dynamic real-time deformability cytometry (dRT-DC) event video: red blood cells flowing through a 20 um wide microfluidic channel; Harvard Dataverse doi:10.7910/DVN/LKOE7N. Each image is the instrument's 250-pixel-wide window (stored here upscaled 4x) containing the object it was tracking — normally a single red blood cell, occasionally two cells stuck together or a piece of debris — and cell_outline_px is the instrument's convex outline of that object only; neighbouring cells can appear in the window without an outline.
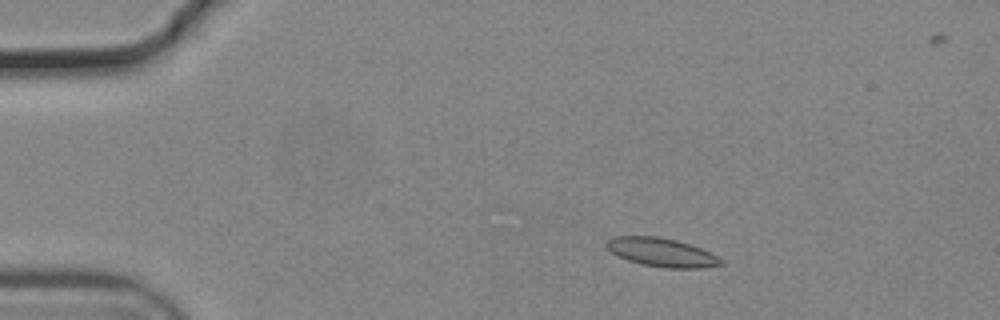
{"species": "common noctule bat (a hibernating species)", "species_latin": "Nyctalus noctula", "temperature_condition": "cold", "stored_images_in_passage": 55, "camera_frame_rate_fps": 3000, "um_per_image_px": 0.085, "animal": {"sex": "male", "body_mass_g": 19.2, "forearm_length_mm": 51.8}, "frame": {"image": 1, "passage_image": 8, "time_ms": 2.333, "image_size_px": [1000, 320], "cell_outline_px": [[724, 264], [700, 268], [664, 268], [644, 264], [628, 260], [612, 252], [604, 244], [608, 240], [616, 236], [656, 236], [676, 240], [700, 248], [724, 260]], "centroid_in_image_um": [56.25, 21.45], "position_along_channel_um": 28.8, "area_um2": 18.79}}
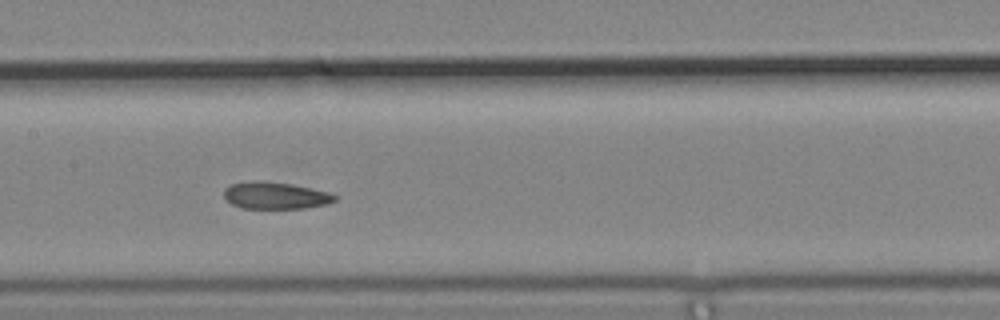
{"frame": {"image": 2, "passage_image": 26, "time_ms": 8.333, "image_size_px": [1000, 320], "cell_outline_px": [[336, 200], [328, 204], [304, 208], [240, 208], [224, 200], [224, 188], [232, 184], [252, 180], [264, 180], [292, 184], [332, 192], [336, 196]], "centroid_in_image_um": [23.4, 16.61], "position_along_channel_um": 184.0, "area_um2": 17.74}}
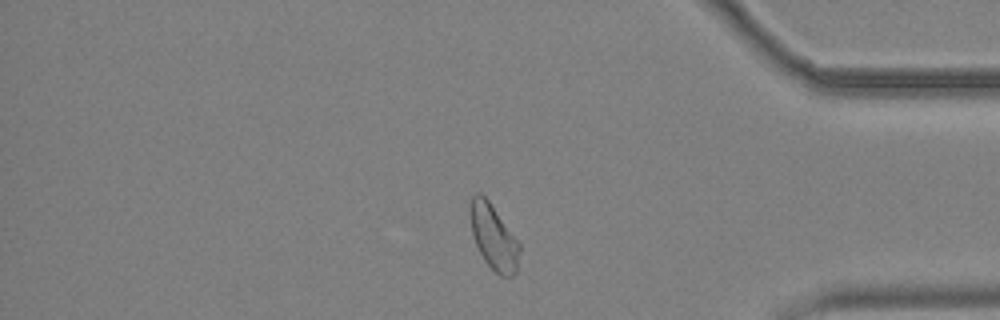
{"frame": {"image": 3, "passage_image": 45, "time_ms": 14.667, "image_size_px": [1000, 320], "cell_outline_px": [[520, 248], [516, 272], [512, 276], [500, 276], [484, 260], [472, 236], [468, 212], [472, 196], [476, 192], [480, 192], [488, 200], [520, 244]], "centroid_in_image_um": [41.92, 20.13], "position_along_channel_um": 393.3, "area_um2": 18.61}, "authors_computed_cell_mechanics": {"area_um2": 18.785, "velocity_mm_per_s": 3.6873, "shape_relaxation_time_tau1_ms": null, "shape_relaxation_time_tau2_ms": 2.4696, "deformation_change_tau1": null, "deformation_change_tau2": 0.0568}}